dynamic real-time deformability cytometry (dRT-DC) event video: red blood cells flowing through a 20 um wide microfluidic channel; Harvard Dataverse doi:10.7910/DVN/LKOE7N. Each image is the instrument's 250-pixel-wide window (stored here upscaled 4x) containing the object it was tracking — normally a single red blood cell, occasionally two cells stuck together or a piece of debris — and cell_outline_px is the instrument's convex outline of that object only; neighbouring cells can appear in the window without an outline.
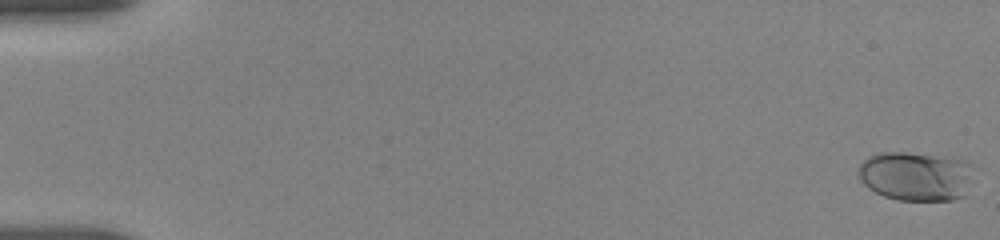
{"species": "human", "species_latin": "Homo sapiens", "temperature_condition": "room temperature", "stored_images_in_passage": 30, "camera_frame_rate_fps": 3000, "um_per_image_px": 0.085, "donor": {"sex": "female"}, "frame": {"image": 1, "passage_image": 1, "time_ms": 0.0, "image_size_px": [1000, 240], "cell_outline_px": [[972, 160], [964, 196], [952, 200], [896, 200], [884, 196], [868, 188], [860, 180], [856, 172], [860, 164], [868, 156], [876, 152], [904, 152], [956, 156]], "centroid_in_image_um": [77.81, 14.93], "position_along_channel_um": 7.2, "area_um2": 33.58}}
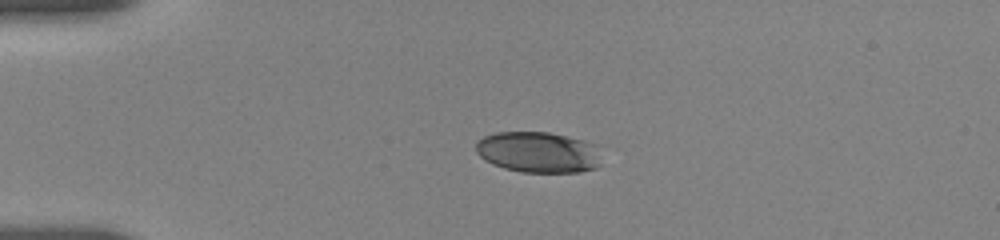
{"frame": {"image": 2, "passage_image": 20, "time_ms": 4.333, "image_size_px": [1000, 240], "cell_outline_px": [[600, 164], [596, 168], [580, 172], [520, 172], [504, 168], [492, 164], [484, 160], [476, 152], [476, 140], [484, 136], [496, 132], [548, 132], [584, 140], [592, 144]], "centroid_in_image_um": [45.67, 12.94], "position_along_channel_um": 39.3, "area_um2": 29.77}}
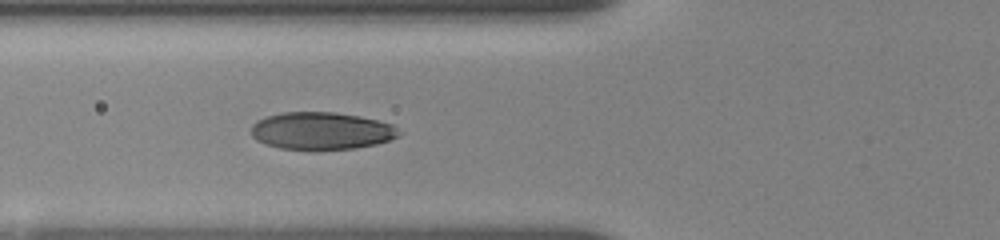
{"frame": {"image": 3, "passage_image": 30, "time_ms": 7.0, "image_size_px": [1000, 240], "cell_outline_px": [[400, 132], [396, 136], [388, 140], [376, 144], [356, 148], [280, 148], [264, 144], [256, 140], [252, 136], [252, 124], [256, 120], [268, 116], [284, 112], [332, 112], [360, 116], [392, 124]], "centroid_in_image_um": [27.28, 11.1], "position_along_channel_um": 98.5, "area_um2": 31.62}}